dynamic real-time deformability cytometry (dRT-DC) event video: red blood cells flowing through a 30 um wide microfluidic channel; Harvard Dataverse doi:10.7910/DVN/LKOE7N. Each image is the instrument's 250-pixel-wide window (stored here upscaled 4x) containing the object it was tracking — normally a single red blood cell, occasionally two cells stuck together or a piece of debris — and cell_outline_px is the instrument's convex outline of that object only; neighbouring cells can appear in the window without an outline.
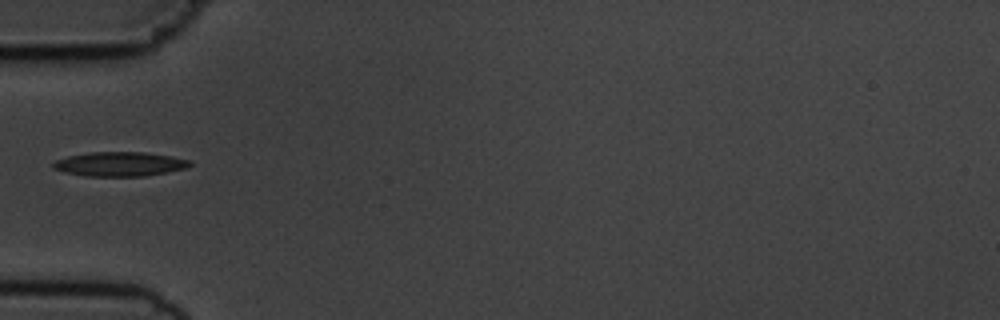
{"species": "common noctule bat (a hibernating species)", "species_latin": "Nyctalus noctula", "temperature_condition": "cold", "stored_images_in_passage": 4, "camera_frame_rate_fps": 3000, "um_per_image_px": 0.085, "animal": {"sex": "male", "body_mass_g": 19.5, "forearm_length_mm": 54.6}, "frame": {"image": 1, "passage_image": 1, "time_ms": 0.0, "image_size_px": [1000, 320], "cell_outline_px": [[192, 164], [188, 168], [168, 172], [144, 176], [84, 176], [64, 172], [52, 168], [52, 164], [56, 160], [68, 156], [92, 152], [144, 152], [172, 156], [192, 160]], "centroid_in_image_um": [10.21, 13.95], "position_along_channel_um": 74.8, "area_um2": 19.54}}
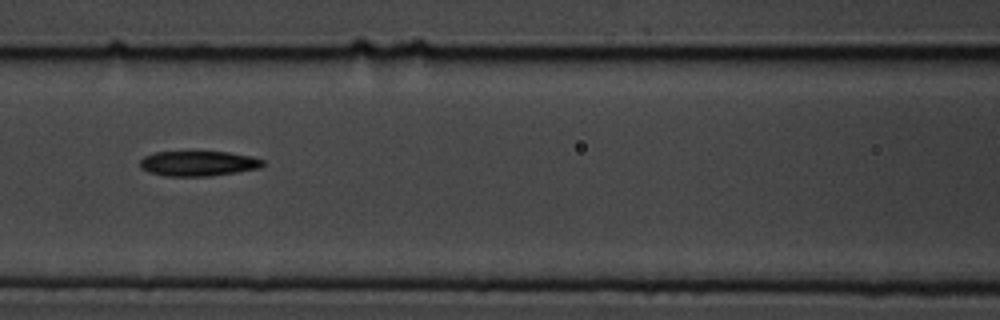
{"frame": {"image": 2, "passage_image": 3, "time_ms": 2.0, "image_size_px": [1000, 320], "cell_outline_px": [[264, 164], [260, 168], [212, 176], [164, 176], [148, 172], [140, 168], [140, 160], [144, 156], [156, 152], [228, 152], [252, 156], [264, 160]], "centroid_in_image_um": [16.85, 13.9], "position_along_channel_um": 149.8, "area_um2": 18.03}}
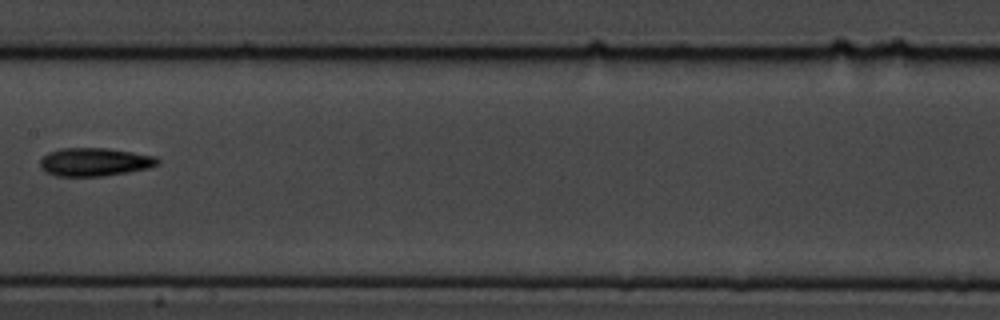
{"frame": {"image": 3, "passage_image": 4, "time_ms": 3.333, "image_size_px": [1000, 320], "cell_outline_px": [[160, 160], [156, 164], [148, 168], [128, 172], [100, 176], [56, 176], [44, 172], [40, 168], [40, 160], [48, 152], [60, 148], [108, 148], [156, 156]], "centroid_in_image_um": [8.0, 13.76], "position_along_channel_um": 199.4, "area_um2": 19.36}}